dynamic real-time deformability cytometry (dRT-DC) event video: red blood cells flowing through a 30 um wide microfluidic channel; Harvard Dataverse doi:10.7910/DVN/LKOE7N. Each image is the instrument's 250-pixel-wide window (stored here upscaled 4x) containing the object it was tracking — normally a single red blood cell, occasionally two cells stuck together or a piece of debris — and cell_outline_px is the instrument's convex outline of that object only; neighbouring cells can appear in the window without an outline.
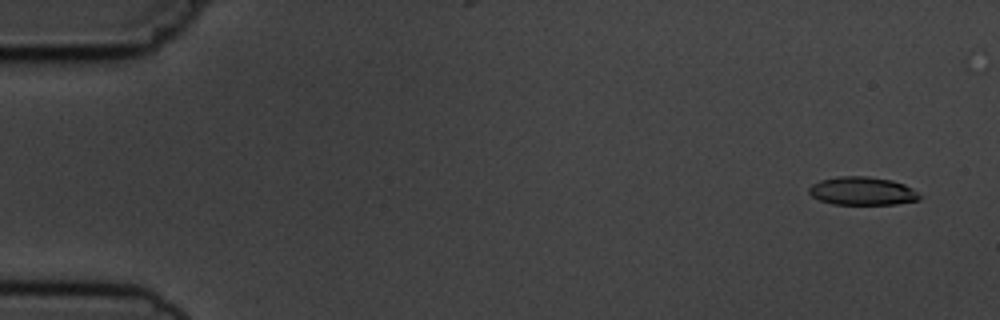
{"species": "common noctule bat (a hibernating species)", "species_latin": "Nyctalus noctula", "temperature_condition": "cold", "stored_images_in_passage": 5, "camera_frame_rate_fps": 3000, "um_per_image_px": 0.085, "animal": {"sex": "male", "body_mass_g": 19.5, "forearm_length_mm": 54.6}, "frame": {"image": 1, "passage_image": 1, "time_ms": 0.0, "image_size_px": [1000, 320], "cell_outline_px": [[920, 200], [896, 204], [832, 204], [820, 200], [812, 196], [808, 192], [808, 188], [812, 184], [820, 180], [836, 176], [868, 176], [892, 180], [904, 184], [912, 188], [920, 196]], "centroid_in_image_um": [73.28, 16.23], "position_along_channel_um": 11.7, "area_um2": 18.26}}
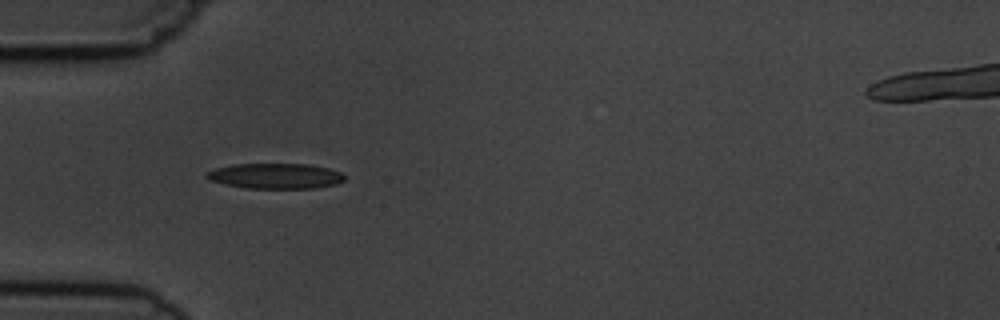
{"frame": {"image": 2, "passage_image": 4, "time_ms": 4.667, "image_size_px": [1000, 320], "cell_outline_px": [[344, 180], [336, 184], [312, 188], [248, 188], [208, 180], [204, 176], [208, 172], [216, 168], [232, 164], [308, 164], [328, 168], [340, 172], [344, 176]], "centroid_in_image_um": [23.41, 14.95], "position_along_channel_um": 61.6, "area_um2": 20.17}}
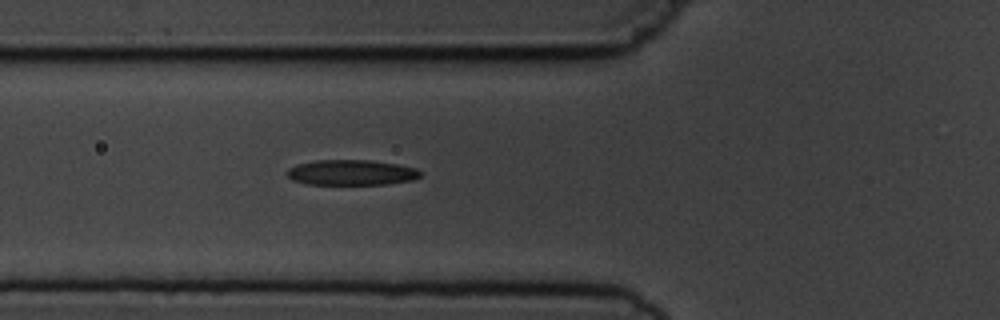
{"frame": {"image": 3, "passage_image": 5, "time_ms": 5.667, "image_size_px": [1000, 320], "cell_outline_px": [[424, 172], [420, 176], [412, 180], [384, 184], [304, 184], [292, 180], [284, 172], [288, 168], [296, 164], [312, 160], [372, 160], [400, 164], [416, 168]], "centroid_in_image_um": [29.84, 14.65], "position_along_channel_um": 96.0, "area_um2": 20.06}}